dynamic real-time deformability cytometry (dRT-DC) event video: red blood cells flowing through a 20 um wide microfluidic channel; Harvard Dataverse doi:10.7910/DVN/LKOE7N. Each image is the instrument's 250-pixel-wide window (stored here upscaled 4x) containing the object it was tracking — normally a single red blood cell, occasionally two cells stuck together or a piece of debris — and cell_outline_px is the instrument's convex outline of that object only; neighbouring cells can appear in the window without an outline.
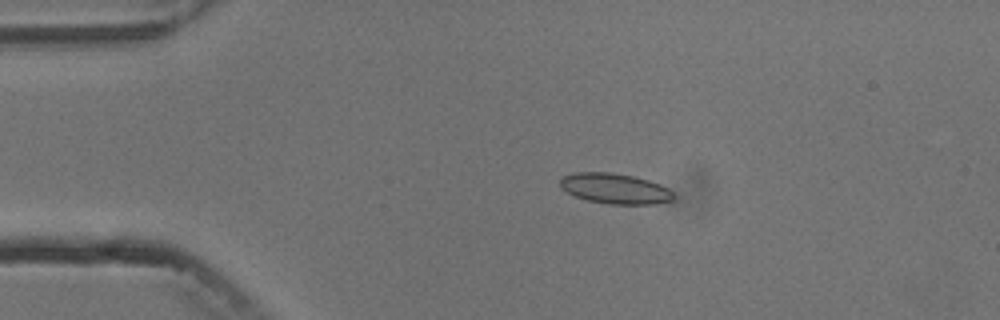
{"species": "common noctule bat (a hibernating species)", "species_latin": "Nyctalus noctula", "temperature_condition": "cold", "stored_images_in_passage": 5, "camera_frame_rate_fps": 3000, "um_per_image_px": 0.085, "animal": {"sex": "male", "body_mass_g": 13.3}, "frame": {"image": 1, "passage_image": 3, "time_ms": 3.0, "image_size_px": [1000, 320], "cell_outline_px": [[672, 200], [656, 204], [608, 204], [588, 200], [576, 196], [560, 188], [560, 180], [564, 176], [572, 172], [608, 172], [632, 176], [648, 180], [660, 184], [668, 188], [672, 192]], "centroid_in_image_um": [52.25, 16.02], "position_along_channel_um": 32.7, "area_um2": 19.94}}
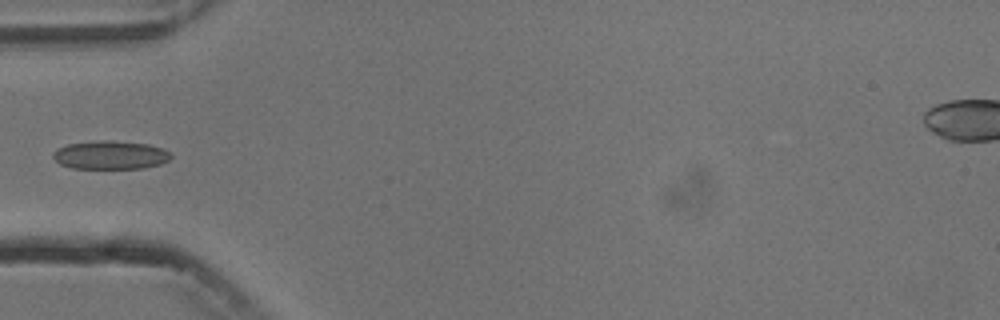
{"frame": {"image": 2, "passage_image": 5, "time_ms": 5.333, "image_size_px": [1000, 320], "cell_outline_px": [[172, 156], [168, 160], [160, 164], [144, 168], [72, 168], [60, 164], [52, 156], [52, 152], [56, 148], [68, 144], [96, 140], [112, 140], [148, 144], [164, 148]], "centroid_in_image_um": [9.36, 13.16], "position_along_channel_um": 75.6, "area_um2": 19.65}}